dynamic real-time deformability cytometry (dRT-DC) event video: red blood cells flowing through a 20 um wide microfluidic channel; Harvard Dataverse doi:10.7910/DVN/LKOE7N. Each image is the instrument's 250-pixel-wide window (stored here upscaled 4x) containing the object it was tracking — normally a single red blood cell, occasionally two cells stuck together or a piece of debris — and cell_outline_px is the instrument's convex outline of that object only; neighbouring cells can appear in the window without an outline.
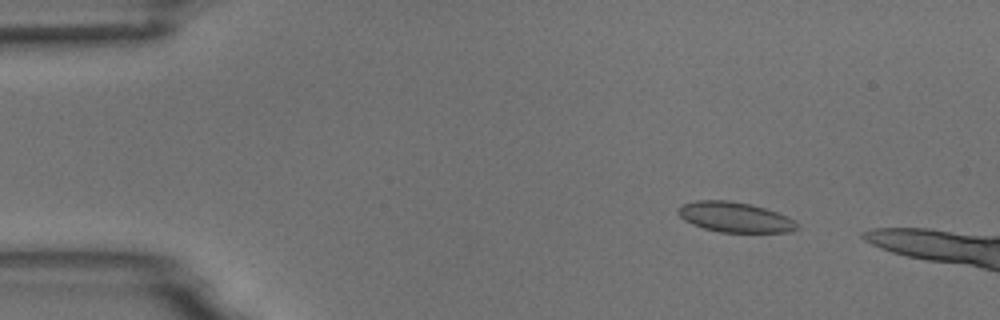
{"species": "common noctule bat (a hibernating species)", "species_latin": "Nyctalus noctula", "temperature_condition": "room temperature", "stored_images_in_passage": 49, "camera_frame_rate_fps": 3000, "um_per_image_px": 0.085, "animal": {"sex": "male", "body_mass_g": 18.8}, "frame": {"image": 1, "passage_image": 7, "time_ms": 2.0, "image_size_px": [1000, 320], "cell_outline_px": [[800, 228], [792, 232], [720, 232], [704, 228], [692, 224], [684, 220], [676, 212], [676, 208], [680, 204], [696, 200], [728, 200], [752, 204], [776, 212], [796, 220], [800, 224]], "centroid_in_image_um": [62.47, 18.45], "position_along_channel_um": 22.5, "area_um2": 21.21}}
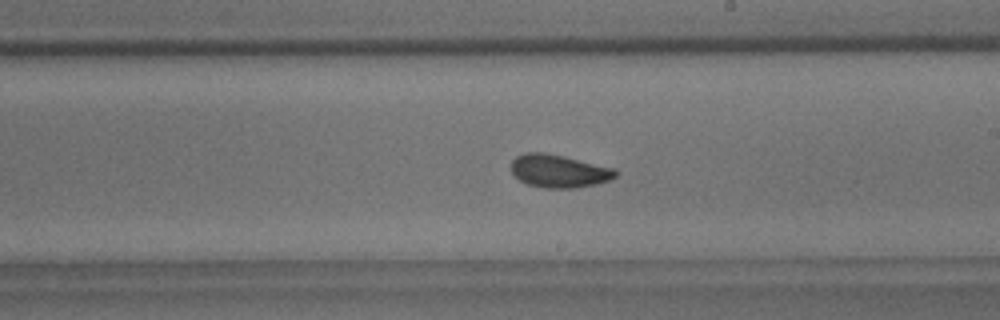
{"frame": {"image": 2, "passage_image": 31, "time_ms": 10.0, "image_size_px": [1000, 320], "cell_outline_px": [[620, 172], [612, 180], [596, 184], [576, 188], [544, 188], [528, 184], [520, 180], [512, 172], [512, 160], [516, 156], [524, 152], [544, 152], [616, 168]], "centroid_in_image_um": [47.55, 14.54], "position_along_channel_um": 241.4, "area_um2": 20.17}}
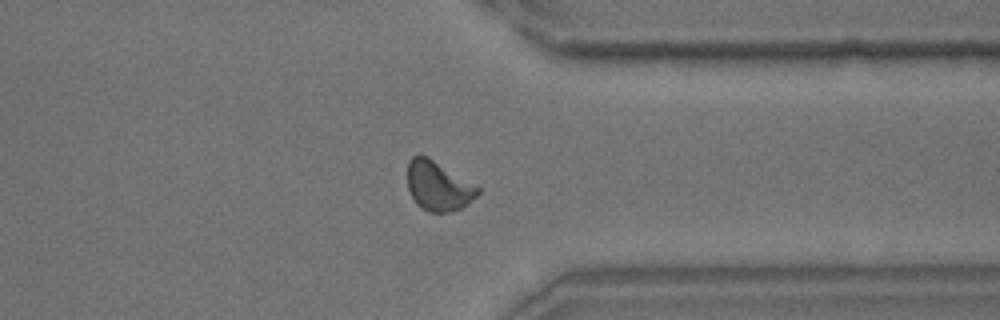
{"frame": {"image": 3, "passage_image": 42, "time_ms": 13.667, "image_size_px": [1000, 320], "cell_outline_px": [[480, 192], [468, 204], [460, 208], [448, 212], [428, 212], [420, 208], [416, 204], [408, 188], [408, 160], [412, 156], [428, 156], [480, 188]], "centroid_in_image_um": [37.23, 15.82], "position_along_channel_um": 374.2, "area_um2": 20.11}}